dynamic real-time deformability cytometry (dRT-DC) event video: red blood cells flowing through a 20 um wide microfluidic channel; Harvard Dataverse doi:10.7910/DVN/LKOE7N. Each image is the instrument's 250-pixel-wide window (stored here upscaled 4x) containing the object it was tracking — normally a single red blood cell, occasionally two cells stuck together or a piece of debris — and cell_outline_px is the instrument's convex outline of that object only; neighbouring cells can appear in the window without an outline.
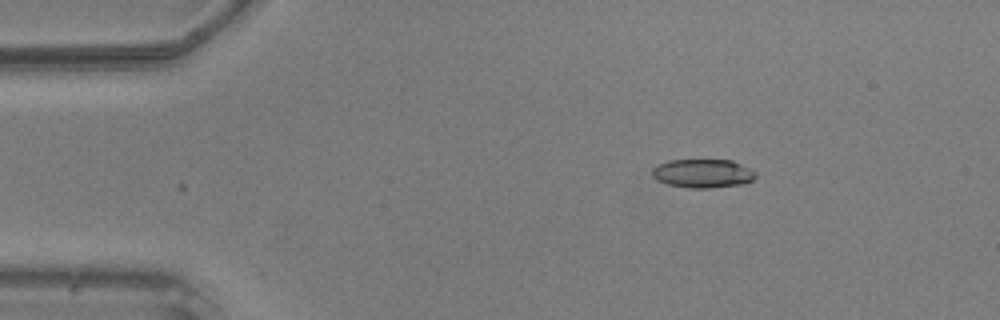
{"species": "common noctule bat (a hibernating species)", "species_latin": "Nyctalus noctula", "temperature_condition": "warm", "stored_images_in_passage": 3, "camera_frame_rate_fps": 3000, "um_per_image_px": 0.085, "animal": {"sex": "male", "body_mass_g": 20.5, "forearm_length_mm": 52.5}, "frame": {"image": 1, "passage_image": 3, "time_ms": 0.667, "image_size_px": [1000, 320], "cell_outline_px": [[756, 176], [752, 180], [740, 184], [708, 188], [692, 188], [668, 184], [656, 180], [652, 176], [652, 168], [656, 164], [668, 160], [732, 160], [756, 172]], "centroid_in_image_um": [59.68, 14.73], "position_along_channel_um": 25.3, "area_um2": 17.22}}